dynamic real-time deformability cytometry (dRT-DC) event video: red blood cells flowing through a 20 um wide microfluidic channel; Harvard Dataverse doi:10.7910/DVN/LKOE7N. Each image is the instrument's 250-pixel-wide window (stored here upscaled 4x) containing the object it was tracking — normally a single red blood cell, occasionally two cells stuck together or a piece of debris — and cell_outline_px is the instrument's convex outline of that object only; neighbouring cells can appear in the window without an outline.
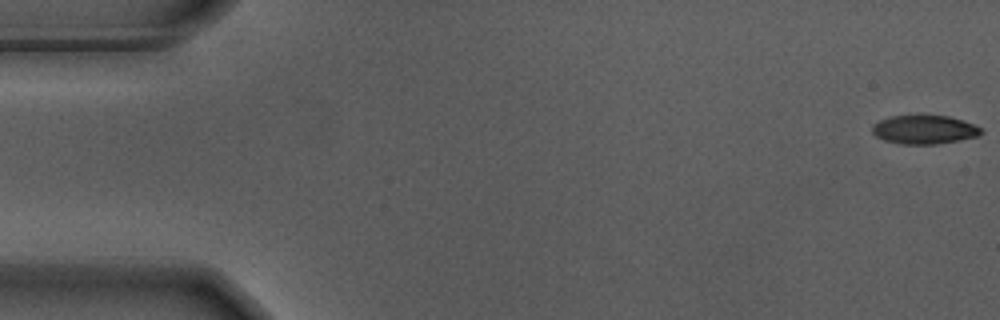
{"species": "Egyptian fruit bat (a non-hibernating species)", "species_latin": "Rousettus aegyptiacus", "temperature_condition": "warm", "stored_images_in_passage": 51, "camera_frame_rate_fps": 3000, "um_per_image_px": 0.085, "animal": {"sex": "male"}, "frame": {"image": 1, "passage_image": 1, "time_ms": 0.0, "image_size_px": [1000, 320], "cell_outline_px": [[984, 132], [976, 136], [936, 144], [900, 144], [884, 140], [876, 136], [872, 132], [872, 124], [880, 120], [892, 116], [948, 116], [976, 124], [984, 128]], "centroid_in_image_um": [78.58, 11.02], "position_along_channel_um": 6.4, "area_um2": 18.15}}
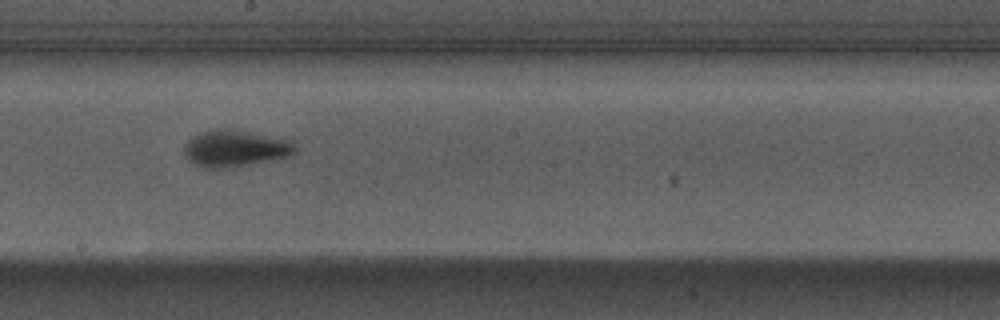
{"frame": {"image": 2, "passage_image": 31, "time_ms": 10.0, "image_size_px": [1000, 320], "cell_outline_px": [[296, 152], [288, 156], [268, 160], [244, 164], [216, 168], [204, 168], [188, 160], [184, 152], [184, 148], [188, 140], [200, 132], [216, 128], [220, 128], [252, 132], [288, 140], [296, 148]], "centroid_in_image_um": [19.94, 12.59], "position_along_channel_um": 228.3, "area_um2": 23.0}}
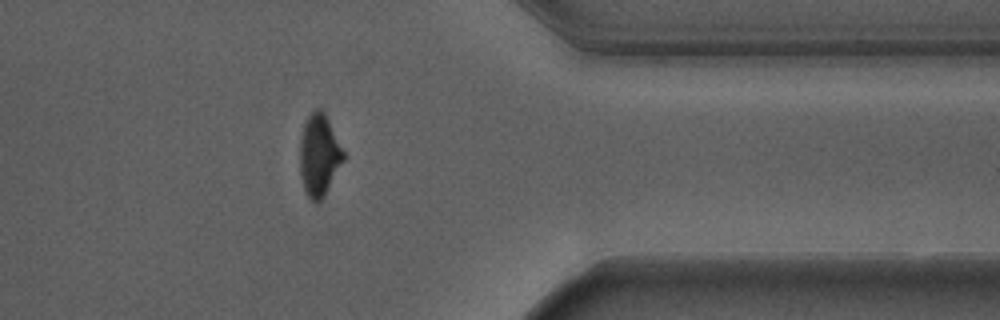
{"frame": {"image": 3, "passage_image": 45, "time_ms": 14.667, "image_size_px": [1000, 320], "cell_outline_px": [[344, 160], [324, 196], [316, 204], [304, 192], [300, 176], [300, 140], [304, 124], [308, 116], [316, 108], [320, 108], [324, 112], [344, 152]], "centroid_in_image_um": [27.11, 13.21], "position_along_channel_um": 384.3, "area_um2": 20.63}, "authors_computed_cell_mechanics": {"area_um2": 21.0392, "velocity_mm_per_s": 3.6986, "shape_relaxation_time_tau1_ms": 3.3108, "shape_relaxation_time_tau2_ms": 1.9585, "deformation_change_tau1": 0.1672, "deformation_change_tau2": 0.0717}}